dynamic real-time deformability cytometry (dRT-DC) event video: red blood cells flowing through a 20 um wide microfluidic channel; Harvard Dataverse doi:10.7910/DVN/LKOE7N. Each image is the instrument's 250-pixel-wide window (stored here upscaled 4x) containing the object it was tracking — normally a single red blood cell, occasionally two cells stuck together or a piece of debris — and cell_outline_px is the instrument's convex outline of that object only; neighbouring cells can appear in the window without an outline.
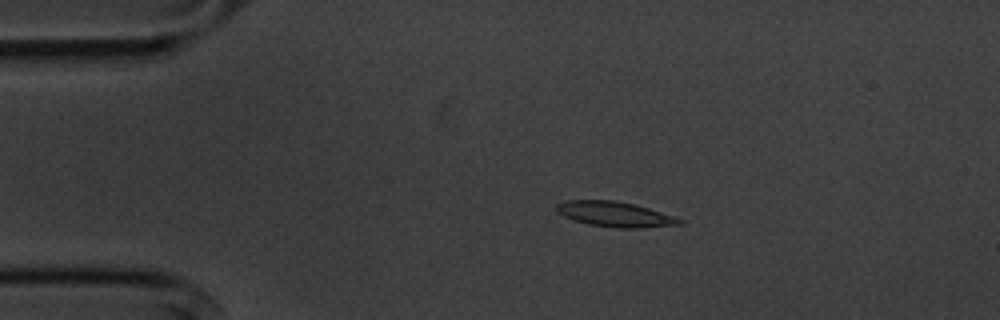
{"species": "common noctule bat (a hibernating species)", "species_latin": "Nyctalus noctula", "temperature_condition": "cold", "stored_images_in_passage": 5, "camera_frame_rate_fps": 3000, "um_per_image_px": 0.085, "animal": {"sex": "male", "body_mass_g": 20.1, "forearm_length_mm": 53.5}, "frame": {"image": 1, "passage_image": 3, "time_ms": 3.0, "image_size_px": [1000, 320], "cell_outline_px": [[684, 224], [640, 228], [620, 228], [588, 224], [564, 216], [556, 212], [556, 204], [568, 200], [616, 200], [648, 208], [684, 220]], "centroid_in_image_um": [52.26, 18.21], "position_along_channel_um": 32.7, "area_um2": 17.86}}
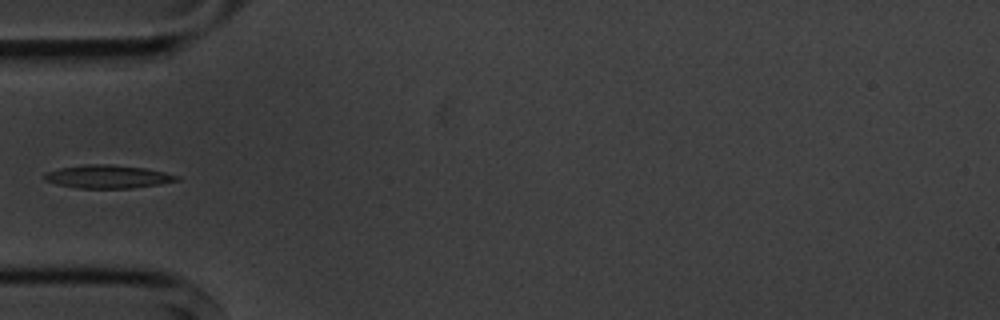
{"frame": {"image": 2, "passage_image": 5, "time_ms": 5.333, "image_size_px": [1000, 320], "cell_outline_px": [[180, 180], [160, 184], [132, 188], [76, 188], [56, 184], [44, 180], [44, 172], [60, 168], [84, 164], [112, 164], [144, 168], [164, 172], [180, 176]], "centroid_in_image_um": [9.14, 15.01], "position_along_channel_um": 75.9, "area_um2": 17.98}}